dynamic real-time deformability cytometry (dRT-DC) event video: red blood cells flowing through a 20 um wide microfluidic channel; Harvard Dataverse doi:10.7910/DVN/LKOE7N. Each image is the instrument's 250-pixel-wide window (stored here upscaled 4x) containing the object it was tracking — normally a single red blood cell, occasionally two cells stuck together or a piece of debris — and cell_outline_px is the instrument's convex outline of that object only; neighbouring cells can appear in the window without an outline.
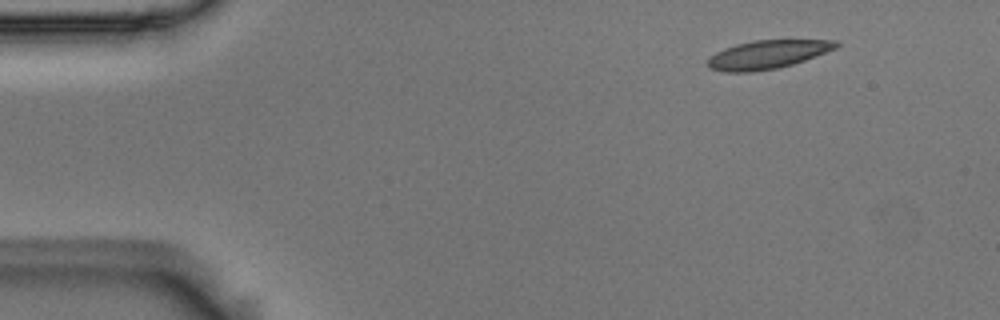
{"species": "Egyptian fruit bat (a non-hibernating species)", "species_latin": "Rousettus aegyptiacus", "temperature_condition": "room temperature", "stored_images_in_passage": 5, "camera_frame_rate_fps": 3000, "um_per_image_px": 0.085, "animal": {"sex": "male"}, "frame": {"image": 1, "passage_image": 1, "time_ms": 0.0, "image_size_px": [1000, 320], "cell_outline_px": [[840, 44], [836, 48], [804, 60], [792, 64], [776, 68], [752, 72], [724, 72], [708, 68], [708, 60], [716, 52], [724, 48], [736, 44], [752, 40], [836, 40]], "centroid_in_image_um": [65.21, 4.63], "position_along_channel_um": 19.8, "area_um2": 21.15}}
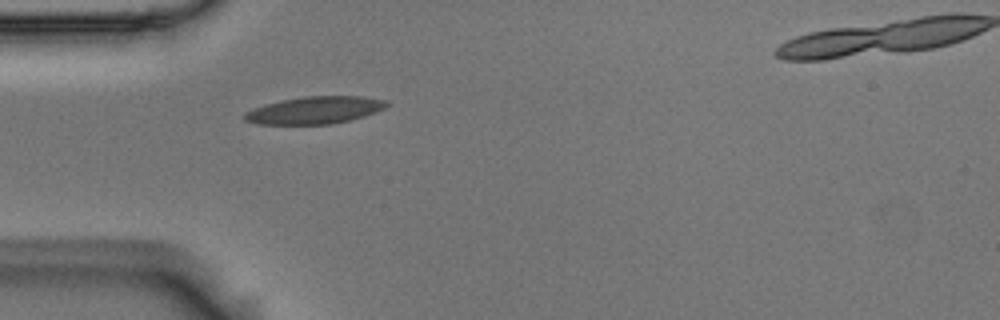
{"frame": {"image": 2, "passage_image": 4, "time_ms": 1.0, "image_size_px": [1000, 320], "cell_outline_px": [[392, 104], [376, 112], [364, 116], [332, 124], [256, 124], [244, 120], [244, 112], [280, 100], [304, 96], [364, 96], [388, 100]], "centroid_in_image_um": [26.81, 9.35], "position_along_channel_um": 58.2, "area_um2": 22.66}}